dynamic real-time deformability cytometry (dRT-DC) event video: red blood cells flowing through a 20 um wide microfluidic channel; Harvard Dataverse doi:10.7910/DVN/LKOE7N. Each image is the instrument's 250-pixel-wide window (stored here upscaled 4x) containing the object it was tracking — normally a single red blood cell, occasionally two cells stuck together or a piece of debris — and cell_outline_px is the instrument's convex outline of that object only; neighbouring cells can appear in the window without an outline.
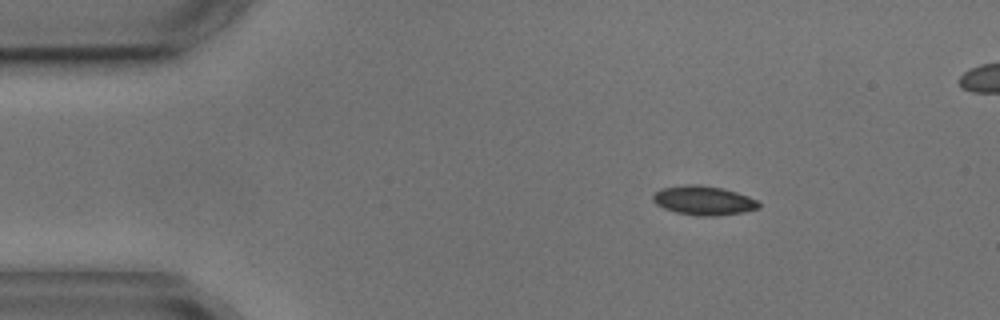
{"species": "common noctule bat (a hibernating species)", "species_latin": "Nyctalus noctula", "temperature_condition": "cold", "stored_images_in_passage": 3, "camera_frame_rate_fps": 3000, "um_per_image_px": 0.085, "animal": {"sex": "male", "body_mass_g": 17.9, "forearm_length_mm": 54.2}, "frame": {"image": 1, "passage_image": 1, "time_ms": 0.0, "image_size_px": [1000, 320], "cell_outline_px": [[760, 208], [744, 212], [716, 216], [696, 216], [676, 212], [664, 208], [656, 204], [652, 200], [652, 196], [656, 192], [664, 188], [688, 184], [696, 184], [720, 188], [736, 192], [748, 196], [756, 200], [760, 204]], "centroid_in_image_um": [59.81, 17.05], "position_along_channel_um": 25.2, "area_um2": 17.86}}